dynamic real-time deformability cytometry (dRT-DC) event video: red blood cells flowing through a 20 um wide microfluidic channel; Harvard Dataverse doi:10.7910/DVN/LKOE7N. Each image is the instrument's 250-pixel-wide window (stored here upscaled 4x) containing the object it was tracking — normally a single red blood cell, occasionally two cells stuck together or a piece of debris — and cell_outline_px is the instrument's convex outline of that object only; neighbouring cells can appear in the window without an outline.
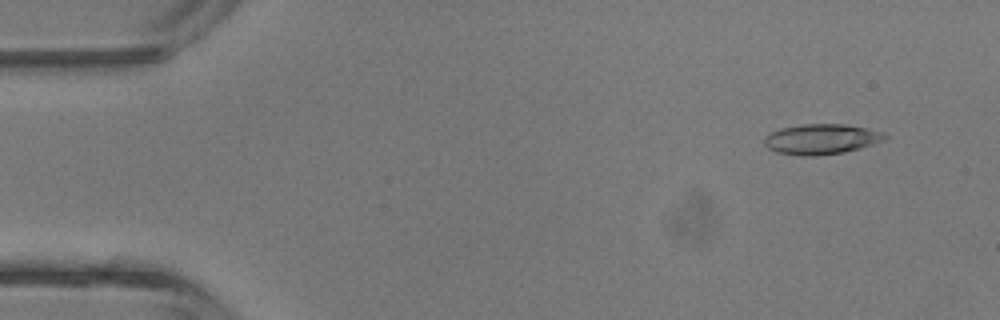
{"species": "common noctule bat (a hibernating species)", "species_latin": "Nyctalus noctula", "temperature_condition": "room temperature", "stored_images_in_passage": 42, "camera_frame_rate_fps": 3000, "um_per_image_px": 0.085, "animal": {"sex": "male", "body_mass_g": 13.3}, "frame": {"image": 1, "passage_image": 2, "time_ms": 0.333, "image_size_px": [1000, 320], "cell_outline_px": [[888, 136], [880, 140], [860, 148], [844, 152], [808, 156], [804, 156], [776, 152], [768, 148], [764, 144], [764, 140], [772, 132], [780, 128], [804, 124], [844, 124], [864, 128], [880, 132]], "centroid_in_image_um": [69.75, 11.82], "position_along_channel_um": 15.2, "area_um2": 20.69}}
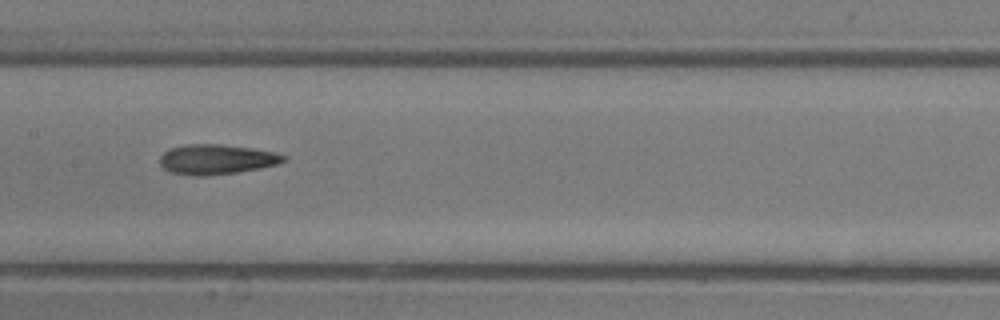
{"frame": {"image": 2, "passage_image": 20, "time_ms": 6.333, "image_size_px": [1000, 320], "cell_outline_px": [[288, 156], [284, 160], [276, 164], [236, 172], [204, 176], [192, 176], [172, 172], [164, 168], [160, 164], [160, 156], [164, 152], [172, 148], [188, 144], [216, 144], [252, 148], [272, 152]], "centroid_in_image_um": [18.36, 13.54], "position_along_channel_um": 189.0, "area_um2": 21.15}}
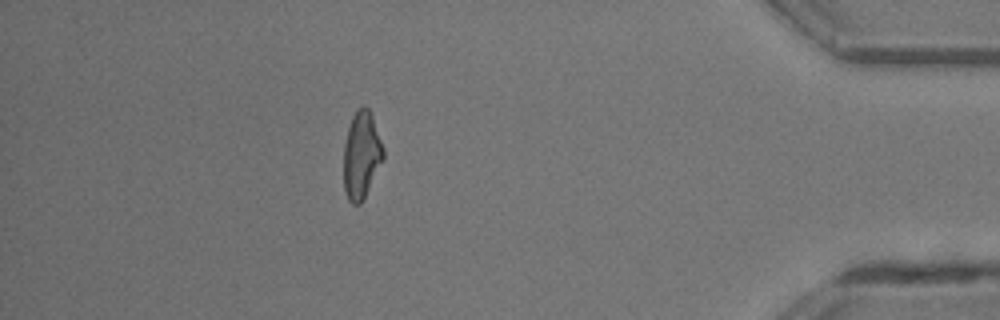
{"frame": {"image": 3, "passage_image": 37, "time_ms": 12.0, "image_size_px": [1000, 320], "cell_outline_px": [[384, 160], [360, 204], [352, 204], [348, 200], [344, 188], [344, 144], [348, 128], [352, 116], [364, 104], [368, 108], [372, 116], [384, 148]], "centroid_in_image_um": [30.73, 13.19], "position_along_channel_um": 404.5, "area_um2": 20.06}, "authors_computed_cell_mechanics": {"area_um2": 20.4612, "velocity_mm_per_s": 4.6728, "shape_relaxation_time_tau1_ms": null, "shape_relaxation_time_tau2_ms": 4.2101, "deformation_change_tau1": null, "deformation_change_tau2": 0.1635}}